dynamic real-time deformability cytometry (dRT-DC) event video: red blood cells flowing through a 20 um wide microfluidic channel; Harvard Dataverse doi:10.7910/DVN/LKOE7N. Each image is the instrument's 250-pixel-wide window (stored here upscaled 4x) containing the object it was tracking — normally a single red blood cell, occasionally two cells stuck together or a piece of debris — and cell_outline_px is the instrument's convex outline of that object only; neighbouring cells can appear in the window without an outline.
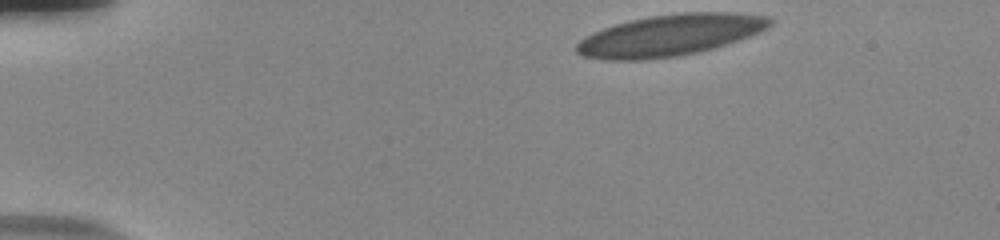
{"species": "human", "species_latin": "Homo sapiens", "temperature_condition": "room temperature", "stored_images_in_passage": 39, "camera_frame_rate_fps": 3000, "um_per_image_px": 0.085, "donor": {"sex": "male"}, "frame": {"image": 1, "passage_image": 1, "time_ms": 0.0, "image_size_px": [1000, 240], "cell_outline_px": [[772, 24], [768, 28], [748, 36], [700, 52], [680, 56], [644, 60], [608, 60], [584, 56], [576, 52], [576, 44], [584, 36], [592, 32], [628, 20], [652, 16], [684, 12], [728, 12], [768, 16], [772, 20]], "centroid_in_image_um": [56.92, 3.0], "position_along_channel_um": 28.1, "area_um2": 46.53}}
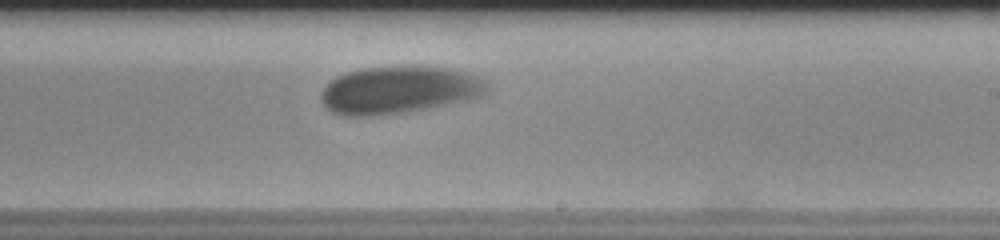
{"frame": {"image": 2, "passage_image": 27, "time_ms": 8.667, "image_size_px": [1000, 240], "cell_outline_px": [[488, 92], [484, 96], [476, 100], [404, 112], [364, 116], [344, 116], [332, 112], [324, 108], [320, 100], [320, 92], [336, 76], [348, 72], [364, 68], [448, 68], [468, 72], [480, 76], [488, 84]], "centroid_in_image_um": [33.96, 7.68], "position_along_channel_um": 255.0, "area_um2": 45.84}}
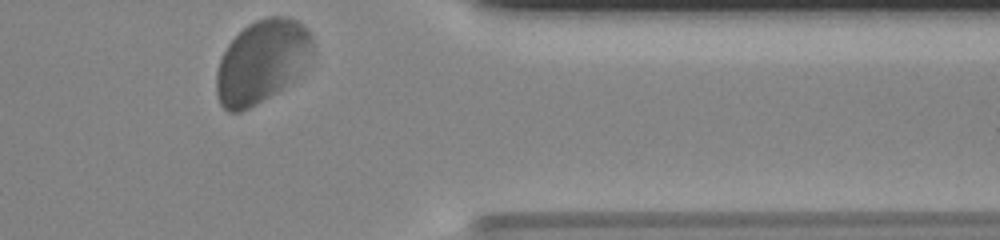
{"frame": {"image": 3, "passage_image": 39, "time_ms": 12.667, "image_size_px": [1000, 240], "cell_outline_px": [[312, 52], [304, 72], [300, 76], [276, 92], [256, 104], [240, 112], [228, 112], [220, 104], [216, 92], [216, 72], [220, 60], [228, 44], [248, 24], [256, 20], [268, 16], [288, 16], [304, 24], [308, 28], [312, 36]], "centroid_in_image_um": [22.28, 5.22], "position_along_channel_um": 389.1, "area_um2": 46.76}, "authors_computed_cell_mechanics": {"area_um2": 46.1822, "velocity_mm_per_s": 3.6144, "shape_relaxation_time_tau1_ms": 3.2472, "shape_relaxation_time_tau2_ms": null, "deformation_change_tau1": 0.1118, "deformation_change_tau2": null}}